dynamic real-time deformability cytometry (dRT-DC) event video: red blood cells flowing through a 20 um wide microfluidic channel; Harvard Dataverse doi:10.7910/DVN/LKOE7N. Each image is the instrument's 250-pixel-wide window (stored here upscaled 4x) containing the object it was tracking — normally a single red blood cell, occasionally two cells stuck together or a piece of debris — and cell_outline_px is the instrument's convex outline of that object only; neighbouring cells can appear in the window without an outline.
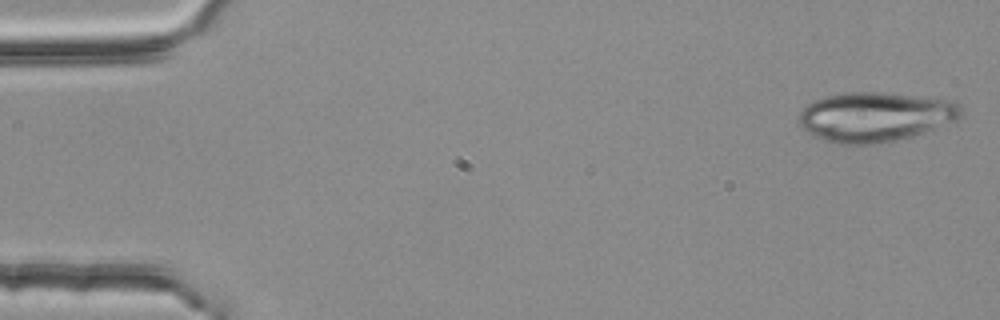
{"species": "common noctule bat (a hibernating species)", "species_latin": "Nyctalus noctula", "temperature_condition": "room temperature", "stored_images_in_passage": 6, "camera_frame_rate_fps": 3000, "um_per_image_px": 0.085, "animal": {"sex": "female", "body_mass_g": 25.1}, "frame": {"image": 1, "passage_image": 1, "time_ms": 0.0, "image_size_px": [1000, 320], "cell_outline_px": [[964, 112], [956, 120], [908, 136], [876, 144], [836, 144], [824, 140], [808, 132], [800, 124], [800, 112], [808, 104], [824, 96], [848, 92], [876, 92], [956, 100], [960, 104]], "centroid_in_image_um": [74.4, 9.91], "position_along_channel_um": 10.6, "area_um2": 46.24}}